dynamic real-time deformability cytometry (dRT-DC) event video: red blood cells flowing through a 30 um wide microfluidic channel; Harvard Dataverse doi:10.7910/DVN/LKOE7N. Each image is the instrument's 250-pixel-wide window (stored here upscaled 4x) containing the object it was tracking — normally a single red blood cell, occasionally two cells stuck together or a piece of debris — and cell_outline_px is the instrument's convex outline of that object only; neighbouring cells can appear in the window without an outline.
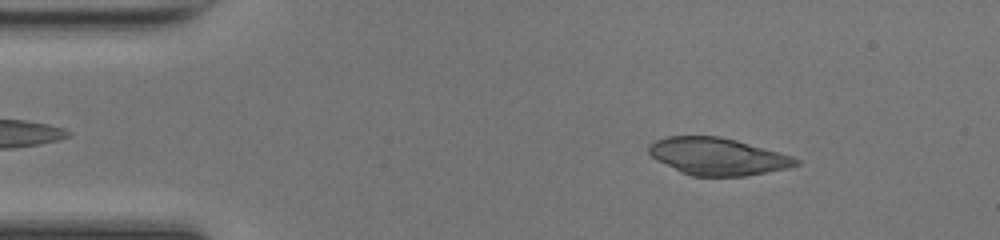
{"species": "common noctule bat (a hibernating species)", "species_latin": "Nyctalus noctula", "temperature_condition": "room temperature", "stored_images_in_passage": 46, "camera_frame_rate_fps": 3000, "um_per_image_px": 0.085, "animal": {"sex": "female", "body_mass_g": 17.0, "forearm_length_mm": 48.0}, "frame": {"image": 1, "passage_image": 6, "time_ms": 1.667, "image_size_px": [1000, 240], "cell_outline_px": [[800, 164], [788, 168], [744, 176], [692, 176], [680, 172], [656, 160], [648, 152], [648, 144], [656, 140], [668, 136], [720, 136], [736, 140], [792, 156], [800, 160]], "centroid_in_image_um": [60.97, 13.3], "position_along_channel_um": 24.0, "area_um2": 31.85}}